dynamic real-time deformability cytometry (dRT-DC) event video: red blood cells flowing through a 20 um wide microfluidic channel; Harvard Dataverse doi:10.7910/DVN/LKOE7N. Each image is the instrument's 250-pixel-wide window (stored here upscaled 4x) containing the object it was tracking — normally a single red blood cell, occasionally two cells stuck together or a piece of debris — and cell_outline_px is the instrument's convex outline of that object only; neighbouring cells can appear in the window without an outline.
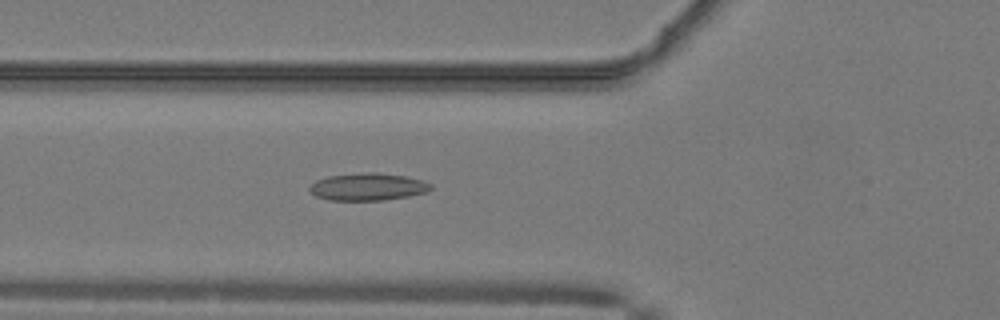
{"species": "common noctule bat (a hibernating species)", "species_latin": "Nyctalus noctula", "temperature_condition": "warm", "stored_images_in_passage": 51, "camera_frame_rate_fps": 3000, "um_per_image_px": 0.085, "animal": {"sex": "male", "body_mass_g": 19.2, "forearm_length_mm": 51.8}, "frame": {"image": 1, "passage_image": 19, "time_ms": 6.0, "image_size_px": [1000, 320], "cell_outline_px": [[432, 188], [428, 192], [408, 196], [384, 200], [328, 200], [316, 196], [308, 188], [316, 180], [328, 176], [372, 172], [376, 172], [404, 176], [424, 180], [432, 184]], "centroid_in_image_um": [31.3, 15.88], "position_along_channel_um": 94.5, "area_um2": 19.25}}
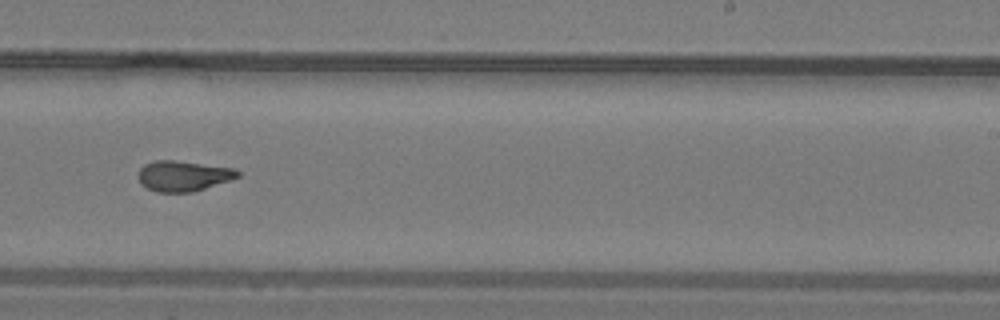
{"frame": {"image": 2, "passage_image": 32, "time_ms": 10.333, "image_size_px": [1000, 320], "cell_outline_px": [[240, 176], [232, 180], [192, 192], [156, 192], [140, 184], [136, 176], [140, 168], [144, 164], [156, 160], [176, 160], [236, 168], [240, 172]], "centroid_in_image_um": [15.57, 14.95], "position_along_channel_um": 273.4, "area_um2": 17.98}}
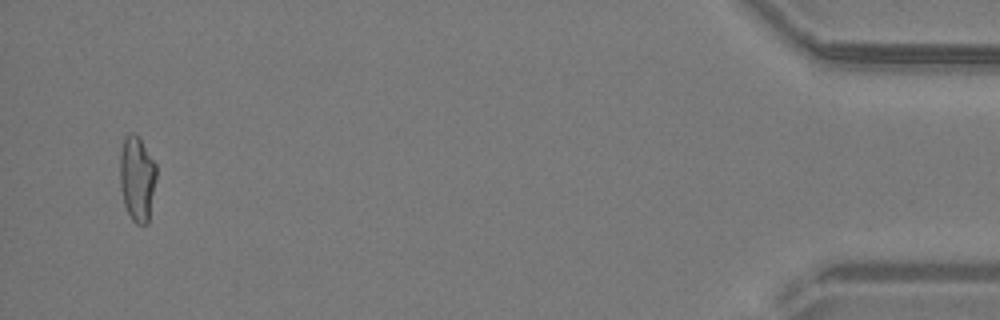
{"frame": {"image": 3, "passage_image": 49, "time_ms": 16.0, "image_size_px": [1000, 320], "cell_outline_px": [[156, 180], [148, 224], [136, 224], [132, 220], [124, 204], [120, 188], [120, 152], [124, 136], [132, 132], [140, 140], [156, 164]], "centroid_in_image_um": [11.64, 15.2], "position_along_channel_um": 423.6, "area_um2": 18.09}, "authors_computed_cell_mechanics": {"area_um2": 18.1492, "velocity_mm_per_s": 4.1162, "shape_relaxation_time_tau1_ms": null, "shape_relaxation_time_tau2_ms": 2.0184, "deformation_change_tau1": null, "deformation_change_tau2": 0.0904}}